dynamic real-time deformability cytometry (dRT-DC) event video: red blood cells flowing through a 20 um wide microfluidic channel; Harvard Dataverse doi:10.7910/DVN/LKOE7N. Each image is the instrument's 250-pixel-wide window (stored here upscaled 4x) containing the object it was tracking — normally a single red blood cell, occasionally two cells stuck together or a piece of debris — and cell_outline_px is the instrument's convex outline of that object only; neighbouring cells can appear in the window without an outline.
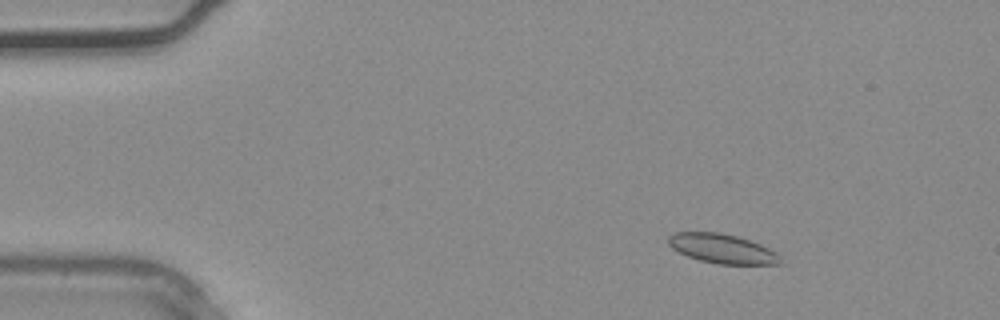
{"species": "common noctule bat (a hibernating species)", "species_latin": "Nyctalus noctula", "temperature_condition": "warm", "stored_images_in_passage": 38, "camera_frame_rate_fps": 3000, "um_per_image_px": 0.085, "animal": {"sex": "male", "body_mass_g": 20.4}, "frame": {"image": 1, "passage_image": 6, "time_ms": 1.667, "image_size_px": [1000, 320], "cell_outline_px": [[784, 264], [716, 264], [700, 260], [688, 256], [672, 248], [668, 244], [668, 236], [672, 232], [720, 232], [736, 236], [760, 244], [776, 252], [780, 256]], "centroid_in_image_um": [61.39, 21.13], "position_along_channel_um": 23.6, "area_um2": 19.19}}
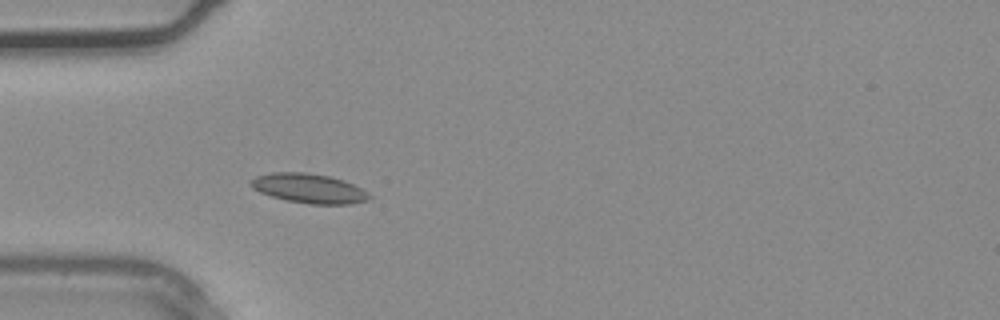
{"frame": {"image": 2, "passage_image": 12, "time_ms": 3.667, "image_size_px": [1000, 320], "cell_outline_px": [[372, 196], [368, 200], [352, 204], [308, 204], [288, 200], [272, 196], [260, 192], [252, 188], [252, 180], [256, 176], [272, 172], [304, 172], [328, 176], [344, 180], [368, 192]], "centroid_in_image_um": [26.29, 16.01], "position_along_channel_um": 58.7, "area_um2": 20.17}}